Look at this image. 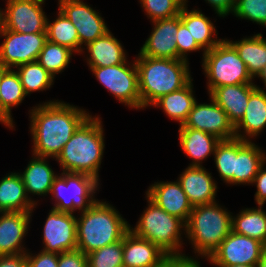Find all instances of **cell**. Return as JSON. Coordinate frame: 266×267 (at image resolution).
I'll return each mask as SVG.
<instances>
[{
    "label": "cell",
    "mask_w": 266,
    "mask_h": 267,
    "mask_svg": "<svg viewBox=\"0 0 266 267\" xmlns=\"http://www.w3.org/2000/svg\"><path fill=\"white\" fill-rule=\"evenodd\" d=\"M58 267H88L87 255L78 249L62 252L58 254Z\"/></svg>",
    "instance_id": "cell-42"
},
{
    "label": "cell",
    "mask_w": 266,
    "mask_h": 267,
    "mask_svg": "<svg viewBox=\"0 0 266 267\" xmlns=\"http://www.w3.org/2000/svg\"><path fill=\"white\" fill-rule=\"evenodd\" d=\"M232 15L266 27V0H237Z\"/></svg>",
    "instance_id": "cell-39"
},
{
    "label": "cell",
    "mask_w": 266,
    "mask_h": 267,
    "mask_svg": "<svg viewBox=\"0 0 266 267\" xmlns=\"http://www.w3.org/2000/svg\"><path fill=\"white\" fill-rule=\"evenodd\" d=\"M88 267H123V239L87 254Z\"/></svg>",
    "instance_id": "cell-38"
},
{
    "label": "cell",
    "mask_w": 266,
    "mask_h": 267,
    "mask_svg": "<svg viewBox=\"0 0 266 267\" xmlns=\"http://www.w3.org/2000/svg\"><path fill=\"white\" fill-rule=\"evenodd\" d=\"M100 183L93 176L61 172L53 181L51 199L55 210L75 213L89 209L98 199Z\"/></svg>",
    "instance_id": "cell-8"
},
{
    "label": "cell",
    "mask_w": 266,
    "mask_h": 267,
    "mask_svg": "<svg viewBox=\"0 0 266 267\" xmlns=\"http://www.w3.org/2000/svg\"><path fill=\"white\" fill-rule=\"evenodd\" d=\"M177 52L178 59H183L188 61V53L203 51L202 58L205 51L197 44L196 40L192 37L189 30L186 26L181 22L180 14H179V27L177 32Z\"/></svg>",
    "instance_id": "cell-40"
},
{
    "label": "cell",
    "mask_w": 266,
    "mask_h": 267,
    "mask_svg": "<svg viewBox=\"0 0 266 267\" xmlns=\"http://www.w3.org/2000/svg\"><path fill=\"white\" fill-rule=\"evenodd\" d=\"M57 17L50 21L47 17V40L66 46L76 53L80 54V42L76 27L73 23L58 9Z\"/></svg>",
    "instance_id": "cell-33"
},
{
    "label": "cell",
    "mask_w": 266,
    "mask_h": 267,
    "mask_svg": "<svg viewBox=\"0 0 266 267\" xmlns=\"http://www.w3.org/2000/svg\"><path fill=\"white\" fill-rule=\"evenodd\" d=\"M58 6L59 10L76 27L80 54H82L84 46L110 31L101 13L84 0H58Z\"/></svg>",
    "instance_id": "cell-12"
},
{
    "label": "cell",
    "mask_w": 266,
    "mask_h": 267,
    "mask_svg": "<svg viewBox=\"0 0 266 267\" xmlns=\"http://www.w3.org/2000/svg\"><path fill=\"white\" fill-rule=\"evenodd\" d=\"M256 267H266V247L263 249L261 258Z\"/></svg>",
    "instance_id": "cell-48"
},
{
    "label": "cell",
    "mask_w": 266,
    "mask_h": 267,
    "mask_svg": "<svg viewBox=\"0 0 266 267\" xmlns=\"http://www.w3.org/2000/svg\"><path fill=\"white\" fill-rule=\"evenodd\" d=\"M152 32L142 45L137 56L178 59L177 32L179 15L152 21Z\"/></svg>",
    "instance_id": "cell-16"
},
{
    "label": "cell",
    "mask_w": 266,
    "mask_h": 267,
    "mask_svg": "<svg viewBox=\"0 0 266 267\" xmlns=\"http://www.w3.org/2000/svg\"><path fill=\"white\" fill-rule=\"evenodd\" d=\"M32 154L56 159L79 126L91 115L84 108L49 100L29 110Z\"/></svg>",
    "instance_id": "cell-1"
},
{
    "label": "cell",
    "mask_w": 266,
    "mask_h": 267,
    "mask_svg": "<svg viewBox=\"0 0 266 267\" xmlns=\"http://www.w3.org/2000/svg\"><path fill=\"white\" fill-rule=\"evenodd\" d=\"M266 163L259 169L252 185L256 186L255 202L257 205H263L266 202Z\"/></svg>",
    "instance_id": "cell-43"
},
{
    "label": "cell",
    "mask_w": 266,
    "mask_h": 267,
    "mask_svg": "<svg viewBox=\"0 0 266 267\" xmlns=\"http://www.w3.org/2000/svg\"><path fill=\"white\" fill-rule=\"evenodd\" d=\"M145 198L148 206L143 210L134 228L130 225V231L156 244L169 257L194 259L181 250L185 244L182 238L186 234L185 222L177 216L168 214L147 195Z\"/></svg>",
    "instance_id": "cell-6"
},
{
    "label": "cell",
    "mask_w": 266,
    "mask_h": 267,
    "mask_svg": "<svg viewBox=\"0 0 266 267\" xmlns=\"http://www.w3.org/2000/svg\"><path fill=\"white\" fill-rule=\"evenodd\" d=\"M4 29L19 33H47L46 0H5Z\"/></svg>",
    "instance_id": "cell-14"
},
{
    "label": "cell",
    "mask_w": 266,
    "mask_h": 267,
    "mask_svg": "<svg viewBox=\"0 0 266 267\" xmlns=\"http://www.w3.org/2000/svg\"><path fill=\"white\" fill-rule=\"evenodd\" d=\"M265 247L256 239L231 231L207 261L213 266H257Z\"/></svg>",
    "instance_id": "cell-11"
},
{
    "label": "cell",
    "mask_w": 266,
    "mask_h": 267,
    "mask_svg": "<svg viewBox=\"0 0 266 267\" xmlns=\"http://www.w3.org/2000/svg\"><path fill=\"white\" fill-rule=\"evenodd\" d=\"M4 30V9L0 8V35Z\"/></svg>",
    "instance_id": "cell-49"
},
{
    "label": "cell",
    "mask_w": 266,
    "mask_h": 267,
    "mask_svg": "<svg viewBox=\"0 0 266 267\" xmlns=\"http://www.w3.org/2000/svg\"><path fill=\"white\" fill-rule=\"evenodd\" d=\"M188 6L186 3L180 11L181 22L189 30L197 44L207 52L219 44L223 38H217L216 26L209 17L205 16L199 9L193 8L190 11Z\"/></svg>",
    "instance_id": "cell-27"
},
{
    "label": "cell",
    "mask_w": 266,
    "mask_h": 267,
    "mask_svg": "<svg viewBox=\"0 0 266 267\" xmlns=\"http://www.w3.org/2000/svg\"><path fill=\"white\" fill-rule=\"evenodd\" d=\"M257 78L261 79L265 88H266V66L263 68V70L258 74Z\"/></svg>",
    "instance_id": "cell-50"
},
{
    "label": "cell",
    "mask_w": 266,
    "mask_h": 267,
    "mask_svg": "<svg viewBox=\"0 0 266 267\" xmlns=\"http://www.w3.org/2000/svg\"><path fill=\"white\" fill-rule=\"evenodd\" d=\"M232 231L262 242L266 246V211L263 205L242 208L232 216Z\"/></svg>",
    "instance_id": "cell-32"
},
{
    "label": "cell",
    "mask_w": 266,
    "mask_h": 267,
    "mask_svg": "<svg viewBox=\"0 0 266 267\" xmlns=\"http://www.w3.org/2000/svg\"><path fill=\"white\" fill-rule=\"evenodd\" d=\"M177 181L193 207L217 200L215 198L217 197L218 183L204 166H187Z\"/></svg>",
    "instance_id": "cell-18"
},
{
    "label": "cell",
    "mask_w": 266,
    "mask_h": 267,
    "mask_svg": "<svg viewBox=\"0 0 266 267\" xmlns=\"http://www.w3.org/2000/svg\"><path fill=\"white\" fill-rule=\"evenodd\" d=\"M21 84L26 95L33 92L46 91L52 88L55 78L45 70L38 61L22 64L16 67Z\"/></svg>",
    "instance_id": "cell-34"
},
{
    "label": "cell",
    "mask_w": 266,
    "mask_h": 267,
    "mask_svg": "<svg viewBox=\"0 0 266 267\" xmlns=\"http://www.w3.org/2000/svg\"><path fill=\"white\" fill-rule=\"evenodd\" d=\"M197 259L169 257L160 267H201Z\"/></svg>",
    "instance_id": "cell-46"
},
{
    "label": "cell",
    "mask_w": 266,
    "mask_h": 267,
    "mask_svg": "<svg viewBox=\"0 0 266 267\" xmlns=\"http://www.w3.org/2000/svg\"><path fill=\"white\" fill-rule=\"evenodd\" d=\"M226 40L235 48L251 77L256 78L266 66V38L263 34L246 36L238 41Z\"/></svg>",
    "instance_id": "cell-30"
},
{
    "label": "cell",
    "mask_w": 266,
    "mask_h": 267,
    "mask_svg": "<svg viewBox=\"0 0 266 267\" xmlns=\"http://www.w3.org/2000/svg\"><path fill=\"white\" fill-rule=\"evenodd\" d=\"M256 87L255 83L220 86L214 88L209 96L226 112L235 127L244 115L250 93Z\"/></svg>",
    "instance_id": "cell-24"
},
{
    "label": "cell",
    "mask_w": 266,
    "mask_h": 267,
    "mask_svg": "<svg viewBox=\"0 0 266 267\" xmlns=\"http://www.w3.org/2000/svg\"><path fill=\"white\" fill-rule=\"evenodd\" d=\"M36 207L28 198L18 172L8 173L0 180V208L4 212H32Z\"/></svg>",
    "instance_id": "cell-28"
},
{
    "label": "cell",
    "mask_w": 266,
    "mask_h": 267,
    "mask_svg": "<svg viewBox=\"0 0 266 267\" xmlns=\"http://www.w3.org/2000/svg\"><path fill=\"white\" fill-rule=\"evenodd\" d=\"M99 115H90L75 131L55 159L62 172L87 174L99 179L105 149L104 128Z\"/></svg>",
    "instance_id": "cell-2"
},
{
    "label": "cell",
    "mask_w": 266,
    "mask_h": 267,
    "mask_svg": "<svg viewBox=\"0 0 266 267\" xmlns=\"http://www.w3.org/2000/svg\"><path fill=\"white\" fill-rule=\"evenodd\" d=\"M8 69L6 67L0 66V84L2 81V75L7 71ZM0 123L2 124V101L0 96Z\"/></svg>",
    "instance_id": "cell-47"
},
{
    "label": "cell",
    "mask_w": 266,
    "mask_h": 267,
    "mask_svg": "<svg viewBox=\"0 0 266 267\" xmlns=\"http://www.w3.org/2000/svg\"><path fill=\"white\" fill-rule=\"evenodd\" d=\"M135 58L143 110L161 96L182 89L193 79L189 61L146 56Z\"/></svg>",
    "instance_id": "cell-4"
},
{
    "label": "cell",
    "mask_w": 266,
    "mask_h": 267,
    "mask_svg": "<svg viewBox=\"0 0 266 267\" xmlns=\"http://www.w3.org/2000/svg\"><path fill=\"white\" fill-rule=\"evenodd\" d=\"M26 265V253L0 256V267H26Z\"/></svg>",
    "instance_id": "cell-45"
},
{
    "label": "cell",
    "mask_w": 266,
    "mask_h": 267,
    "mask_svg": "<svg viewBox=\"0 0 266 267\" xmlns=\"http://www.w3.org/2000/svg\"><path fill=\"white\" fill-rule=\"evenodd\" d=\"M236 1L237 0H205L220 18H224L234 12Z\"/></svg>",
    "instance_id": "cell-44"
},
{
    "label": "cell",
    "mask_w": 266,
    "mask_h": 267,
    "mask_svg": "<svg viewBox=\"0 0 266 267\" xmlns=\"http://www.w3.org/2000/svg\"><path fill=\"white\" fill-rule=\"evenodd\" d=\"M145 193L168 214L188 221L193 206L177 180L154 182Z\"/></svg>",
    "instance_id": "cell-19"
},
{
    "label": "cell",
    "mask_w": 266,
    "mask_h": 267,
    "mask_svg": "<svg viewBox=\"0 0 266 267\" xmlns=\"http://www.w3.org/2000/svg\"><path fill=\"white\" fill-rule=\"evenodd\" d=\"M32 212H3L0 214V256L26 253L24 238L27 236Z\"/></svg>",
    "instance_id": "cell-17"
},
{
    "label": "cell",
    "mask_w": 266,
    "mask_h": 267,
    "mask_svg": "<svg viewBox=\"0 0 266 267\" xmlns=\"http://www.w3.org/2000/svg\"><path fill=\"white\" fill-rule=\"evenodd\" d=\"M192 81L193 79L180 90L161 96L151 106L159 109L161 107L168 118L178 122L179 126L183 125L197 101Z\"/></svg>",
    "instance_id": "cell-29"
},
{
    "label": "cell",
    "mask_w": 266,
    "mask_h": 267,
    "mask_svg": "<svg viewBox=\"0 0 266 267\" xmlns=\"http://www.w3.org/2000/svg\"><path fill=\"white\" fill-rule=\"evenodd\" d=\"M232 216L233 213L217 201L193 207L185 223V237L192 245L195 260L200 257L207 260L219 247L232 231Z\"/></svg>",
    "instance_id": "cell-5"
},
{
    "label": "cell",
    "mask_w": 266,
    "mask_h": 267,
    "mask_svg": "<svg viewBox=\"0 0 266 267\" xmlns=\"http://www.w3.org/2000/svg\"><path fill=\"white\" fill-rule=\"evenodd\" d=\"M0 96L2 101V124L9 130L15 129V122L12 118V108L18 107L25 97L23 86L19 74L15 69H8L2 75V81L0 84Z\"/></svg>",
    "instance_id": "cell-31"
},
{
    "label": "cell",
    "mask_w": 266,
    "mask_h": 267,
    "mask_svg": "<svg viewBox=\"0 0 266 267\" xmlns=\"http://www.w3.org/2000/svg\"><path fill=\"white\" fill-rule=\"evenodd\" d=\"M49 159L32 154V159L28 162L25 170L18 172L24 183L28 198L35 205H38V201L34 200L30 195L48 196L51 193L54 179L59 175L49 165Z\"/></svg>",
    "instance_id": "cell-23"
},
{
    "label": "cell",
    "mask_w": 266,
    "mask_h": 267,
    "mask_svg": "<svg viewBox=\"0 0 266 267\" xmlns=\"http://www.w3.org/2000/svg\"><path fill=\"white\" fill-rule=\"evenodd\" d=\"M105 89L127 107L141 109L138 70L135 60L107 67L90 68Z\"/></svg>",
    "instance_id": "cell-9"
},
{
    "label": "cell",
    "mask_w": 266,
    "mask_h": 267,
    "mask_svg": "<svg viewBox=\"0 0 266 267\" xmlns=\"http://www.w3.org/2000/svg\"><path fill=\"white\" fill-rule=\"evenodd\" d=\"M150 21L168 19L180 14L186 0H139Z\"/></svg>",
    "instance_id": "cell-37"
},
{
    "label": "cell",
    "mask_w": 266,
    "mask_h": 267,
    "mask_svg": "<svg viewBox=\"0 0 266 267\" xmlns=\"http://www.w3.org/2000/svg\"><path fill=\"white\" fill-rule=\"evenodd\" d=\"M1 37L4 41L0 44V66L7 69L37 61L47 41V33H19L5 29Z\"/></svg>",
    "instance_id": "cell-10"
},
{
    "label": "cell",
    "mask_w": 266,
    "mask_h": 267,
    "mask_svg": "<svg viewBox=\"0 0 266 267\" xmlns=\"http://www.w3.org/2000/svg\"><path fill=\"white\" fill-rule=\"evenodd\" d=\"M215 167L223 183L233 185L235 165V138L221 140L214 150Z\"/></svg>",
    "instance_id": "cell-36"
},
{
    "label": "cell",
    "mask_w": 266,
    "mask_h": 267,
    "mask_svg": "<svg viewBox=\"0 0 266 267\" xmlns=\"http://www.w3.org/2000/svg\"><path fill=\"white\" fill-rule=\"evenodd\" d=\"M45 221L41 250L61 254L77 249V219L74 213L51 208Z\"/></svg>",
    "instance_id": "cell-13"
},
{
    "label": "cell",
    "mask_w": 266,
    "mask_h": 267,
    "mask_svg": "<svg viewBox=\"0 0 266 267\" xmlns=\"http://www.w3.org/2000/svg\"><path fill=\"white\" fill-rule=\"evenodd\" d=\"M73 53L75 54L70 48L47 40L37 61L55 78L57 74H61L68 68Z\"/></svg>",
    "instance_id": "cell-35"
},
{
    "label": "cell",
    "mask_w": 266,
    "mask_h": 267,
    "mask_svg": "<svg viewBox=\"0 0 266 267\" xmlns=\"http://www.w3.org/2000/svg\"><path fill=\"white\" fill-rule=\"evenodd\" d=\"M85 49L88 53L85 59L87 60L88 68L122 64L128 59L124 46L111 31L84 46L83 54Z\"/></svg>",
    "instance_id": "cell-25"
},
{
    "label": "cell",
    "mask_w": 266,
    "mask_h": 267,
    "mask_svg": "<svg viewBox=\"0 0 266 267\" xmlns=\"http://www.w3.org/2000/svg\"><path fill=\"white\" fill-rule=\"evenodd\" d=\"M202 69L207 78L208 94L217 87L255 83L235 48L224 38L204 53Z\"/></svg>",
    "instance_id": "cell-7"
},
{
    "label": "cell",
    "mask_w": 266,
    "mask_h": 267,
    "mask_svg": "<svg viewBox=\"0 0 266 267\" xmlns=\"http://www.w3.org/2000/svg\"><path fill=\"white\" fill-rule=\"evenodd\" d=\"M216 267H256V266L237 264V265H232V266H216Z\"/></svg>",
    "instance_id": "cell-51"
},
{
    "label": "cell",
    "mask_w": 266,
    "mask_h": 267,
    "mask_svg": "<svg viewBox=\"0 0 266 267\" xmlns=\"http://www.w3.org/2000/svg\"><path fill=\"white\" fill-rule=\"evenodd\" d=\"M168 258L156 244L130 230L123 238V267H160Z\"/></svg>",
    "instance_id": "cell-20"
},
{
    "label": "cell",
    "mask_w": 266,
    "mask_h": 267,
    "mask_svg": "<svg viewBox=\"0 0 266 267\" xmlns=\"http://www.w3.org/2000/svg\"><path fill=\"white\" fill-rule=\"evenodd\" d=\"M178 135L182 151L192 160L189 166L202 167V161L214 155L221 141L215 135L191 128H179Z\"/></svg>",
    "instance_id": "cell-26"
},
{
    "label": "cell",
    "mask_w": 266,
    "mask_h": 267,
    "mask_svg": "<svg viewBox=\"0 0 266 267\" xmlns=\"http://www.w3.org/2000/svg\"><path fill=\"white\" fill-rule=\"evenodd\" d=\"M264 163H266L265 150L252 141L235 138L233 185H252Z\"/></svg>",
    "instance_id": "cell-21"
},
{
    "label": "cell",
    "mask_w": 266,
    "mask_h": 267,
    "mask_svg": "<svg viewBox=\"0 0 266 267\" xmlns=\"http://www.w3.org/2000/svg\"><path fill=\"white\" fill-rule=\"evenodd\" d=\"M256 86L250 93L242 119L235 126V137L237 139L252 141L266 128V90L259 85Z\"/></svg>",
    "instance_id": "cell-22"
},
{
    "label": "cell",
    "mask_w": 266,
    "mask_h": 267,
    "mask_svg": "<svg viewBox=\"0 0 266 267\" xmlns=\"http://www.w3.org/2000/svg\"><path fill=\"white\" fill-rule=\"evenodd\" d=\"M210 103L195 102L187 119L179 128H191L215 135L220 140L235 137V127L226 112L209 96Z\"/></svg>",
    "instance_id": "cell-15"
},
{
    "label": "cell",
    "mask_w": 266,
    "mask_h": 267,
    "mask_svg": "<svg viewBox=\"0 0 266 267\" xmlns=\"http://www.w3.org/2000/svg\"><path fill=\"white\" fill-rule=\"evenodd\" d=\"M26 267H58V254L40 250L33 254L29 250L26 252Z\"/></svg>",
    "instance_id": "cell-41"
},
{
    "label": "cell",
    "mask_w": 266,
    "mask_h": 267,
    "mask_svg": "<svg viewBox=\"0 0 266 267\" xmlns=\"http://www.w3.org/2000/svg\"><path fill=\"white\" fill-rule=\"evenodd\" d=\"M77 249L89 254L104 246L121 241L130 224L114 206L97 200L89 209L78 212Z\"/></svg>",
    "instance_id": "cell-3"
}]
</instances>
